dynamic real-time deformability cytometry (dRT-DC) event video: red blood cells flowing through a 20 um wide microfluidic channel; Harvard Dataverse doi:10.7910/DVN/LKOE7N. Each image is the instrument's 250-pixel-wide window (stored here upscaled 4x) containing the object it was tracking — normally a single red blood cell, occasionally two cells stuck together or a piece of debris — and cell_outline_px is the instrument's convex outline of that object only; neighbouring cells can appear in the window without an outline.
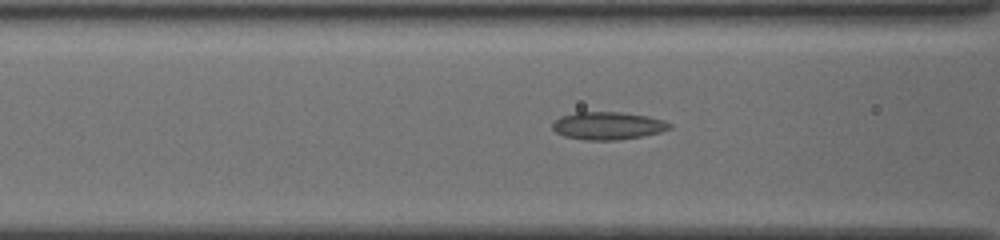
{"species": "common noctule bat (a hibernating species)", "species_latin": "Nyctalus noctula", "temperature_condition": "cold", "stored_images_in_passage": 40, "camera_frame_rate_fps": 3000, "um_per_image_px": 0.085, "animal": {"sex": "female", "body_mass_g": 19.5, "forearm_length_mm": 54.1}, "frame": {"image": 1, "passage_image": 19, "time_ms": 6.0, "image_size_px": [1000, 240], "cell_outline_px": [[672, 128], [660, 132], [620, 140], [584, 140], [564, 136], [556, 132], [552, 128], [552, 124], [560, 116], [576, 112], [620, 112], [644, 116], [664, 120], [672, 124]], "centroid_in_image_um": [51.65, 10.69], "position_along_channel_um": 114.9, "area_um2": 18.84}}
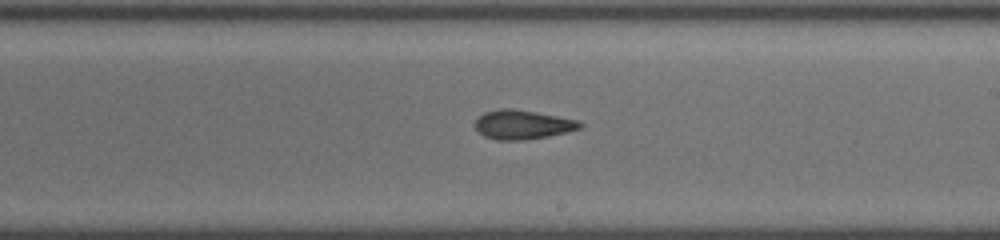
{"frame": {"image": 2, "passage_image": 29, "time_ms": 9.333, "image_size_px": [1000, 240], "cell_outline_px": [[584, 124], [580, 128], [548, 136], [524, 140], [496, 140], [484, 136], [476, 128], [476, 120], [484, 112], [504, 108], [512, 108], [556, 116], [576, 120]], "centroid_in_image_um": [44.39, 10.6], "position_along_channel_um": 244.6, "area_um2": 17.46}}
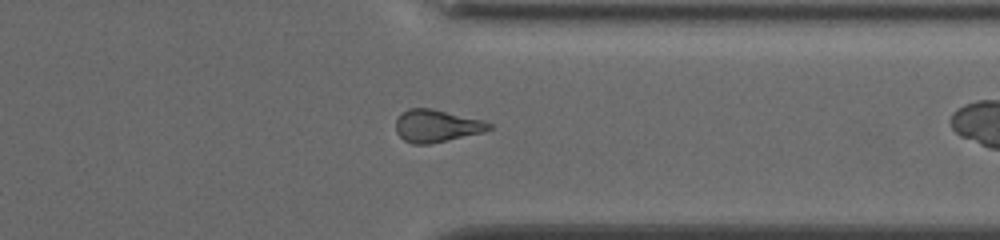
{"frame": {"image": 3, "passage_image": 39, "time_ms": 12.667, "image_size_px": [1000, 240], "cell_outline_px": [[492, 128], [484, 132], [428, 144], [412, 144], [404, 140], [396, 132], [396, 120], [408, 108], [432, 108], [480, 120], [492, 124]], "centroid_in_image_um": [37.09, 10.7], "position_along_channel_um": 374.3, "area_um2": 17.34}}